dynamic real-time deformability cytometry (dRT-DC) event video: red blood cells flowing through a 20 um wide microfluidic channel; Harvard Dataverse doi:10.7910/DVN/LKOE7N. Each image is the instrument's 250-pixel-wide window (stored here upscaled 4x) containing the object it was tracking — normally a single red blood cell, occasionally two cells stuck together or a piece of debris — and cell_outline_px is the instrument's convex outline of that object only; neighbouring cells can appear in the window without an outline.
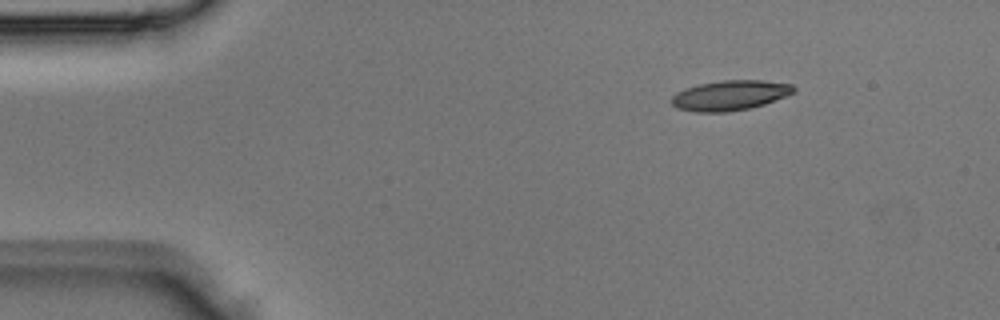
{"species": "Egyptian fruit bat (a non-hibernating species)", "species_latin": "Rousettus aegyptiacus", "temperature_condition": "room temperature", "stored_images_in_passage": 3, "camera_frame_rate_fps": 3000, "um_per_image_px": 0.085, "animal": {"sex": "male"}, "frame": {"image": 1, "passage_image": 1, "time_ms": 0.0, "image_size_px": [1000, 320], "cell_outline_px": [[796, 92], [764, 104], [748, 108], [728, 112], [696, 112], [676, 108], [668, 100], [676, 92], [684, 88], [700, 84], [720, 80], [764, 80], [792, 84], [796, 88]], "centroid_in_image_um": [62.02, 8.1], "position_along_channel_um": 23.0, "area_um2": 21.56}}